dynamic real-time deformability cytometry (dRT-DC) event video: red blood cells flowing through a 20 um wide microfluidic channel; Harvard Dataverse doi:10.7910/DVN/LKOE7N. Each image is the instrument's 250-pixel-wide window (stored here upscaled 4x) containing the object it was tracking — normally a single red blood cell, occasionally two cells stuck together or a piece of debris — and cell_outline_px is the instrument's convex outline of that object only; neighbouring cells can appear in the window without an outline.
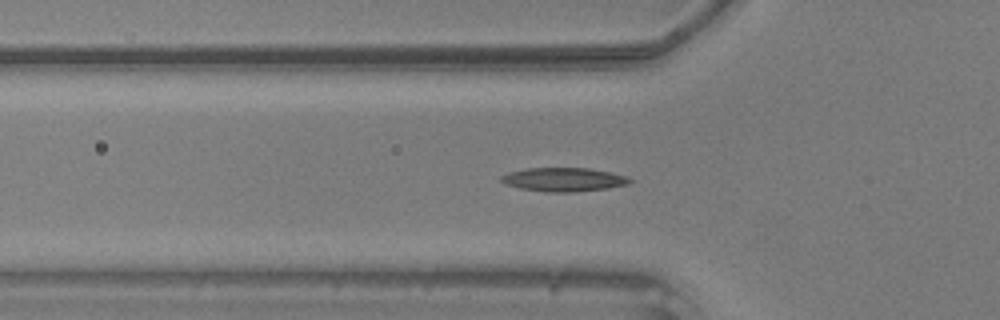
{"species": "common noctule bat (a hibernating species)", "species_latin": "Nyctalus noctula", "temperature_condition": "warm", "stored_images_in_passage": 49, "camera_frame_rate_fps": 3000, "um_per_image_px": 0.085, "animal": {"sex": "male", "body_mass_g": 20.5, "forearm_length_mm": 52.5}, "frame": {"image": 1, "passage_image": 16, "time_ms": 5.0, "image_size_px": [1000, 320], "cell_outline_px": [[632, 180], [628, 184], [608, 188], [572, 192], [548, 192], [520, 188], [508, 184], [500, 180], [500, 176], [508, 172], [528, 168], [588, 168], [608, 172], [624, 176]], "centroid_in_image_um": [47.88, 15.26], "position_along_channel_um": 77.9, "area_um2": 17.51}}
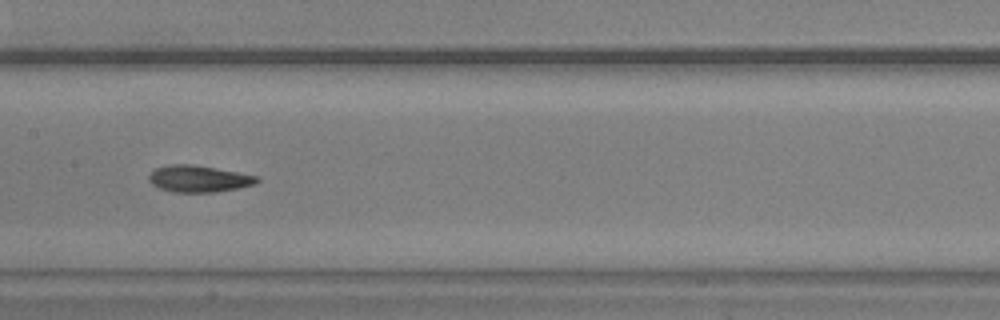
{"frame": {"image": 2, "passage_image": 24, "time_ms": 7.667, "image_size_px": [1000, 320], "cell_outline_px": [[260, 180], [256, 184], [216, 192], [172, 192], [160, 188], [152, 184], [148, 180], [148, 176], [156, 168], [168, 164], [192, 164], [236, 172], [256, 176]], "centroid_in_image_um": [16.86, 15.19], "position_along_channel_um": 190.5, "area_um2": 16.65}}
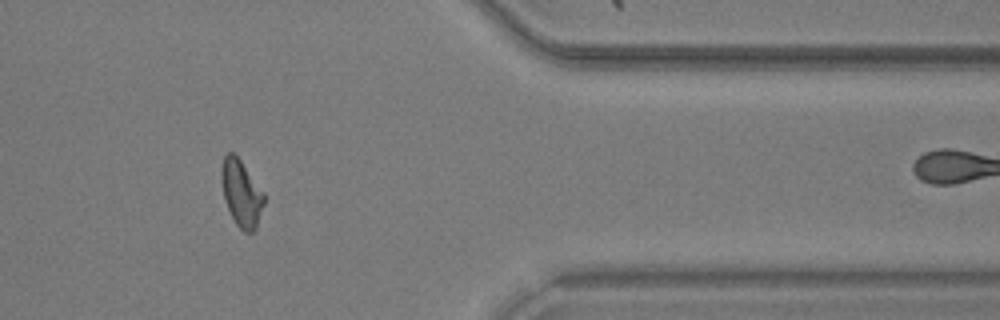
{"frame": {"image": 3, "passage_image": 40, "time_ms": 13.0, "image_size_px": [1000, 320], "cell_outline_px": [[264, 204], [256, 228], [252, 232], [244, 232], [236, 224], [224, 200], [220, 180], [220, 168], [224, 156], [228, 152], [232, 152], [240, 160], [264, 192]], "centroid_in_image_um": [20.49, 16.41], "position_along_channel_um": 390.9, "area_um2": 16.53}}